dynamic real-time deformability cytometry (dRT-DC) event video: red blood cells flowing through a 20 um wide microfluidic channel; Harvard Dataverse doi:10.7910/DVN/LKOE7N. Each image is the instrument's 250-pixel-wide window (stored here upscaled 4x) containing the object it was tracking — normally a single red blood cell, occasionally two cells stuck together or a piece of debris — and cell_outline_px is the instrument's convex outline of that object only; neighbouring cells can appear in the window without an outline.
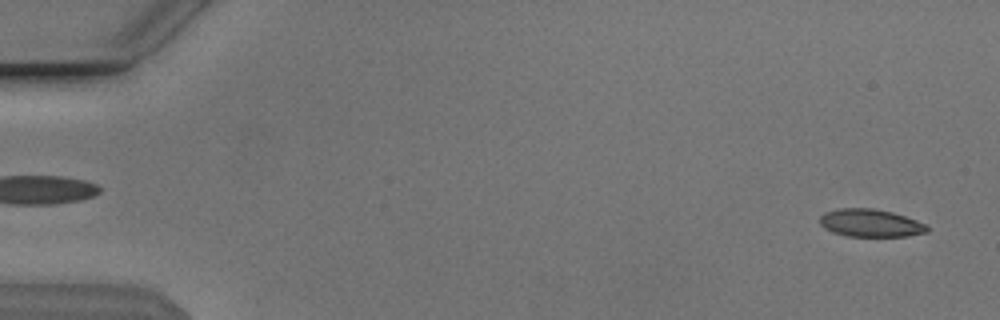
{"species": "Egyptian fruit bat (a non-hibernating species)", "species_latin": "Rousettus aegyptiacus", "temperature_condition": "cold", "stored_images_in_passage": 53, "camera_frame_rate_fps": 3000, "um_per_image_px": 0.085, "animal": {"sex": "male"}, "frame": {"image": 1, "passage_image": 2, "time_ms": 0.333, "image_size_px": [1000, 320], "cell_outline_px": [[928, 232], [908, 236], [848, 236], [832, 232], [824, 228], [820, 224], [820, 216], [824, 212], [840, 208], [872, 208], [892, 212], [928, 224]], "centroid_in_image_um": [73.99, 18.95], "position_along_channel_um": 11.0, "area_um2": 17.4}}
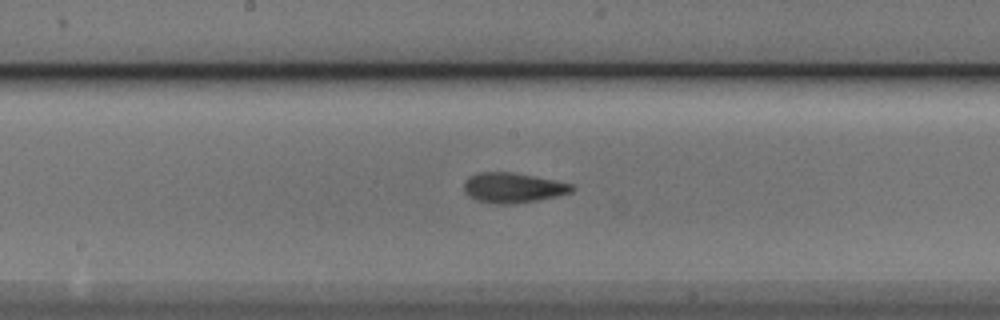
{"frame": {"image": 2, "passage_image": 28, "time_ms": 9.0, "image_size_px": [1000, 320], "cell_outline_px": [[576, 188], [572, 192], [556, 196], [536, 200], [508, 204], [496, 204], [476, 200], [468, 196], [464, 192], [464, 180], [468, 176], [476, 172], [512, 172], [572, 184]], "centroid_in_image_um": [43.54, 15.95], "position_along_channel_um": 204.7, "area_um2": 18.84}}
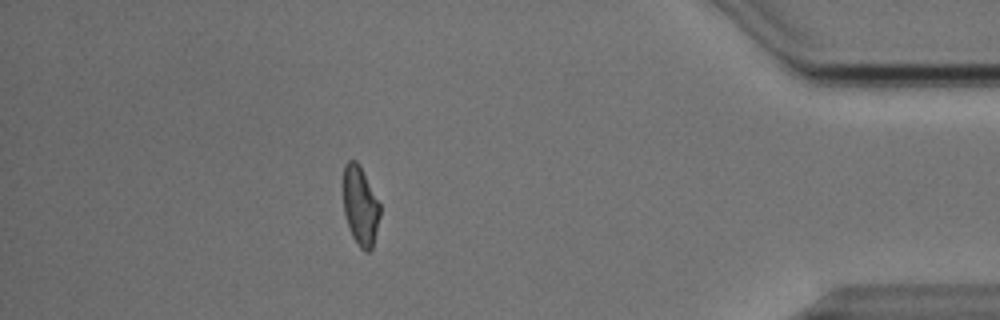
{"frame": {"image": 3, "passage_image": 47, "time_ms": 15.333, "image_size_px": [1000, 320], "cell_outline_px": [[380, 216], [372, 248], [368, 252], [364, 252], [360, 248], [352, 236], [348, 228], [344, 212], [344, 164], [348, 160], [356, 160], [360, 164], [380, 204]], "centroid_in_image_um": [30.63, 17.5], "position_along_channel_um": 404.6, "area_um2": 16.99}, "authors_computed_cell_mechanics": {"area_um2": 17.918, "velocity_mm_per_s": 3.8435, "shape_relaxation_time_tau1_ms": 4.9734, "shape_relaxation_time_tau2_ms": 2.2869, "deformation_change_tau1": 0.1662, "deformation_change_tau2": 0.1027}}